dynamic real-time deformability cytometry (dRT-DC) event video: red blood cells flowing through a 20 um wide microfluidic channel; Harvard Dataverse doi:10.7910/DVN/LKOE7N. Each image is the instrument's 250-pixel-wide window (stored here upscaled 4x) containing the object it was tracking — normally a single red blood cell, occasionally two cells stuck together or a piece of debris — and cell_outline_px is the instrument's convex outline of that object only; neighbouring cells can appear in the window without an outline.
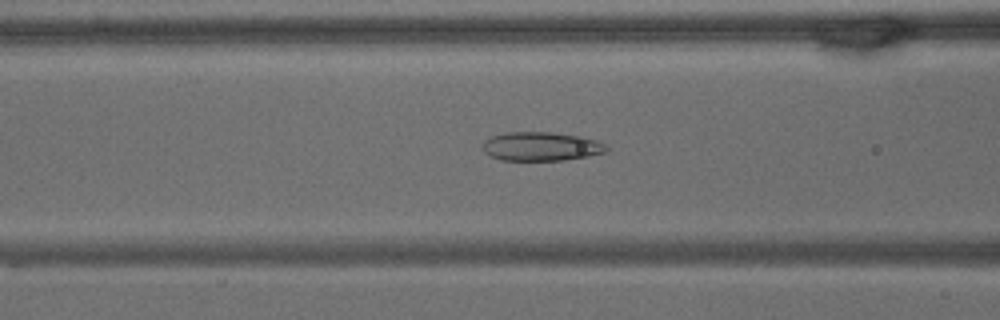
{"species": "common noctule bat (a hibernating species)", "species_latin": "Nyctalus noctula", "temperature_condition": "warm", "stored_images_in_passage": 65, "camera_frame_rate_fps": 3000, "um_per_image_px": 0.085, "animal": {"sex": "male", "body_mass_g": 15.6}, "frame": {"image": 1, "passage_image": 26, "time_ms": 8.333, "image_size_px": [1000, 320], "cell_outline_px": [[608, 148], [604, 152], [588, 156], [564, 160], [500, 160], [484, 152], [484, 140], [492, 136], [504, 132], [552, 132], [580, 136], [596, 140], [604, 144]], "centroid_in_image_um": [45.98, 12.44], "position_along_channel_um": 120.6, "area_um2": 20.69}}
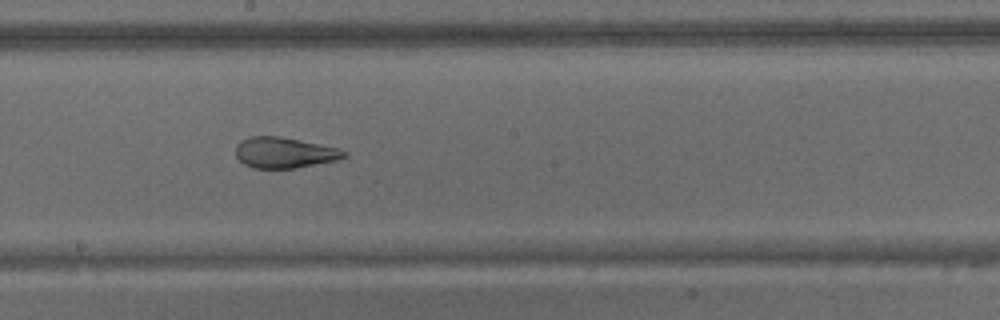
{"frame": {"image": 2, "passage_image": 36, "time_ms": 11.667, "image_size_px": [1000, 320], "cell_outline_px": [[348, 156], [336, 160], [296, 168], [252, 168], [244, 164], [236, 156], [236, 144], [240, 140], [248, 136], [280, 136], [336, 148], [348, 152]], "centroid_in_image_um": [24.13, 12.97], "position_along_channel_um": 224.1, "area_um2": 19.36}}
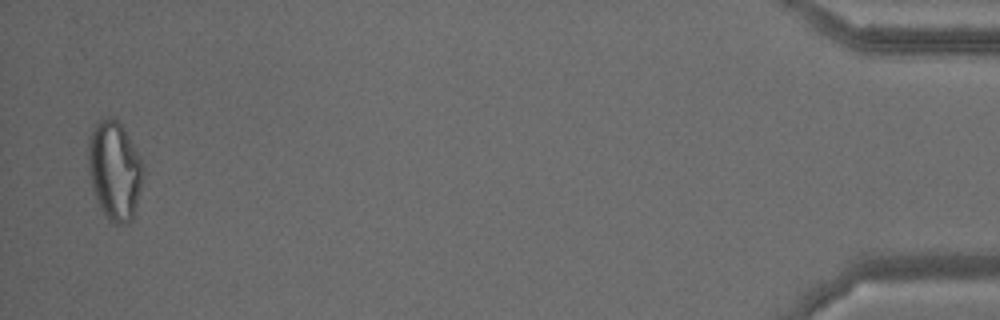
{"frame": {"image": 3, "passage_image": 64, "time_ms": 21.0, "image_size_px": [1000, 320], "cell_outline_px": [[144, 168], [140, 192], [136, 208], [132, 216], [128, 220], [120, 224], [112, 224], [108, 220], [100, 208], [96, 200], [92, 188], [88, 172], [88, 136], [92, 128], [100, 120], [108, 116], [116, 116], [124, 128], [144, 164]], "centroid_in_image_um": [9.72, 14.45], "position_along_channel_um": 425.5, "area_um2": 32.02}, "authors_computed_cell_mechanics": {"area_um2": 26.0678, "velocity_mm_per_s": 3.1011, "shape_relaxation_time_tau1_ms": null, "shape_relaxation_time_tau2_ms": 1.9845, "deformation_change_tau1": null, "deformation_change_tau2": 0.0815}}